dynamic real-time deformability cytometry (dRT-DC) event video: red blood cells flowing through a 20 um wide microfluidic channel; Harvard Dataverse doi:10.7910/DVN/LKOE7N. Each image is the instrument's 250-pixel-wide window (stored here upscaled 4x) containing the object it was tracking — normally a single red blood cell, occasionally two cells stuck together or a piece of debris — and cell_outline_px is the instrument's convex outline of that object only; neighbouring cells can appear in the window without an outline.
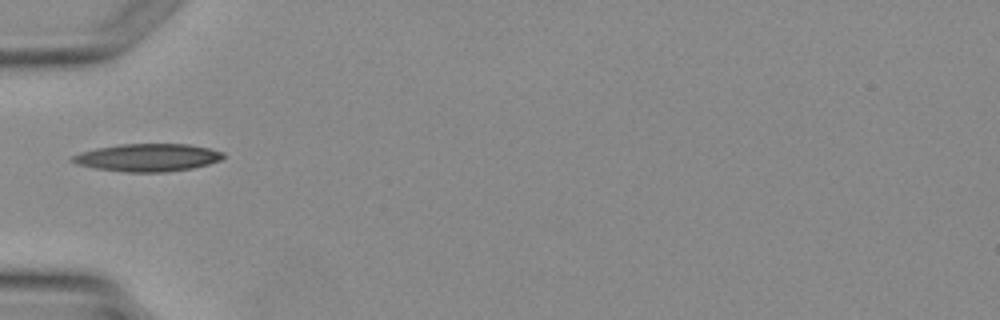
{"species": "Egyptian fruit bat (a non-hibernating species)", "species_latin": "Rousettus aegyptiacus", "temperature_condition": "warm", "stored_images_in_passage": 1, "camera_frame_rate_fps": 3000, "um_per_image_px": 0.085, "animal": {"sex": "female"}, "frame": {"image": 1, "passage_image": 1, "time_ms": 0.0, "image_size_px": [1000, 320], "cell_outline_px": [[224, 156], [220, 160], [208, 164], [192, 168], [168, 172], [124, 172], [92, 168], [76, 164], [68, 160], [72, 156], [80, 152], [96, 148], [120, 144], [188, 144], [208, 148], [224, 152]], "centroid_in_image_um": [12.5, 13.4], "position_along_channel_um": 72.5, "area_um2": 24.51}}